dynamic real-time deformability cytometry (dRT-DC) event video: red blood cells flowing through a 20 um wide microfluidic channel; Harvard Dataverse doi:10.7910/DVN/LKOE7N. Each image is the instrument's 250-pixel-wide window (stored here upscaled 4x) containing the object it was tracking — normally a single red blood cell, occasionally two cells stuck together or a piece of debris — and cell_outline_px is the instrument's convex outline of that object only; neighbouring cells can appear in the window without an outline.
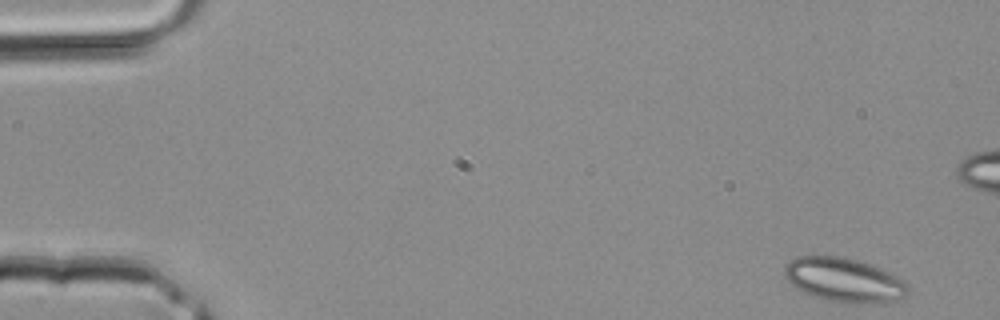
{"species": "common noctule bat (a hibernating species)", "species_latin": "Nyctalus noctula", "temperature_condition": "room temperature", "stored_images_in_passage": 42, "camera_frame_rate_fps": 3000, "um_per_image_px": 0.085, "animal": {"sex": "male", "body_mass_g": 20.4}, "frame": {"image": 1, "passage_image": 1, "time_ms": 0.0, "image_size_px": [1000, 320], "cell_outline_px": [[908, 292], [904, 296], [884, 304], [832, 300], [816, 296], [804, 292], [796, 288], [784, 276], [784, 264], [796, 256], [844, 256], [880, 268], [904, 280], [908, 284]], "centroid_in_image_um": [71.74, 23.77], "position_along_channel_um": 13.3, "area_um2": 31.33}}
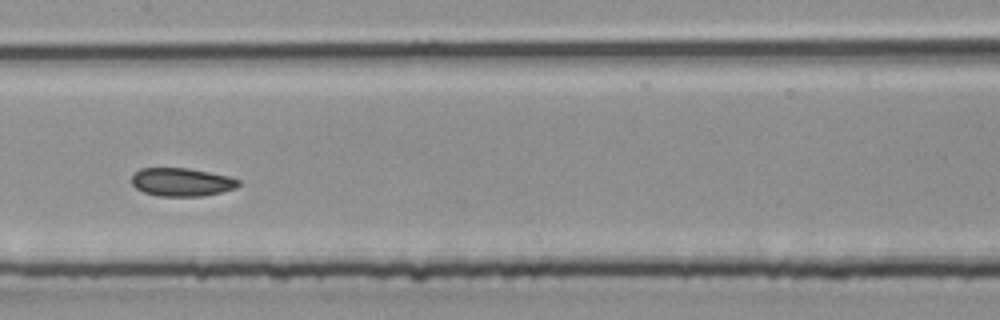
{"frame": {"image": 2, "passage_image": 20, "time_ms": 6.333, "image_size_px": [1000, 320], "cell_outline_px": [[240, 184], [236, 188], [220, 192], [200, 196], [160, 196], [144, 192], [136, 188], [132, 184], [132, 176], [140, 168], [188, 168], [228, 176], [240, 180]], "centroid_in_image_um": [15.44, 15.47], "position_along_channel_um": 192.0, "area_um2": 17.46}}
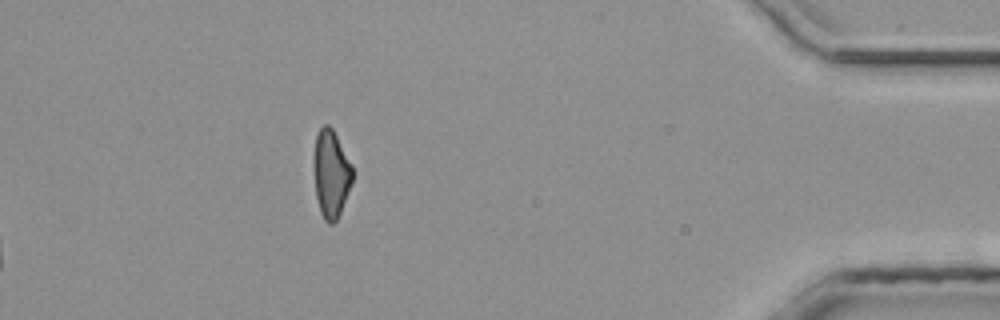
{"frame": {"image": 3, "passage_image": 42, "time_ms": 13.667, "image_size_px": [1000, 320], "cell_outline_px": [[352, 180], [340, 212], [336, 220], [332, 224], [328, 224], [324, 220], [320, 212], [316, 196], [312, 160], [312, 156], [316, 136], [320, 128], [324, 124], [328, 124], [332, 128], [352, 164]], "centroid_in_image_um": [28.1, 14.74], "position_along_channel_um": 407.1, "area_um2": 19.83}}